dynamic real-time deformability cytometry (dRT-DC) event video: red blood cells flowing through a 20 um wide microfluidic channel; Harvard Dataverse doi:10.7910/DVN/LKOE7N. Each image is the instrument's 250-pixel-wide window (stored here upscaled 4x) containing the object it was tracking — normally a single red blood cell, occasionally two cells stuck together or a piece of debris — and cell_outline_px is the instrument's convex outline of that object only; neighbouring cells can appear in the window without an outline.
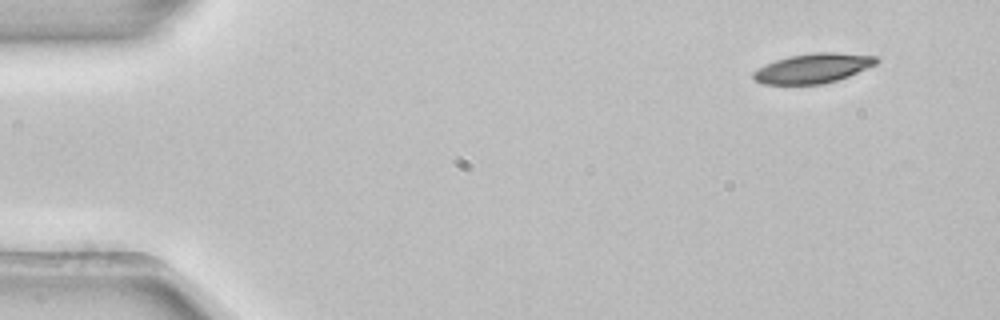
{"species": "common noctule bat (a hibernating species)", "species_latin": "Nyctalus noctula", "temperature_condition": "room temperature", "stored_images_in_passage": 4, "camera_frame_rate_fps": 3000, "um_per_image_px": 0.085, "animal": {"sex": "female", "body_mass_g": 22.7, "forearm_length_mm": 54.2}, "frame": {"image": 1, "passage_image": 1, "time_ms": 0.0, "image_size_px": [1000, 320], "cell_outline_px": [[880, 60], [876, 64], [848, 76], [824, 84], [764, 84], [756, 80], [752, 76], [752, 72], [776, 60], [788, 56], [812, 52], [836, 52], [876, 56]], "centroid_in_image_um": [69.13, 5.79], "position_along_channel_um": 15.9, "area_um2": 21.1}}
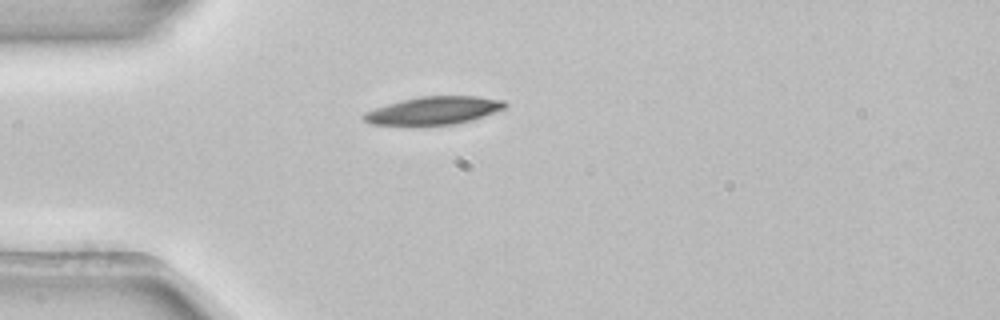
{"frame": {"image": 2, "passage_image": 4, "time_ms": 1.0, "image_size_px": [1000, 320], "cell_outline_px": [[508, 104], [504, 108], [472, 120], [456, 124], [368, 124], [360, 116], [364, 112], [388, 104], [420, 96], [476, 96], [504, 100]], "centroid_in_image_um": [36.87, 9.38], "position_along_channel_um": 48.1, "area_um2": 22.54}}